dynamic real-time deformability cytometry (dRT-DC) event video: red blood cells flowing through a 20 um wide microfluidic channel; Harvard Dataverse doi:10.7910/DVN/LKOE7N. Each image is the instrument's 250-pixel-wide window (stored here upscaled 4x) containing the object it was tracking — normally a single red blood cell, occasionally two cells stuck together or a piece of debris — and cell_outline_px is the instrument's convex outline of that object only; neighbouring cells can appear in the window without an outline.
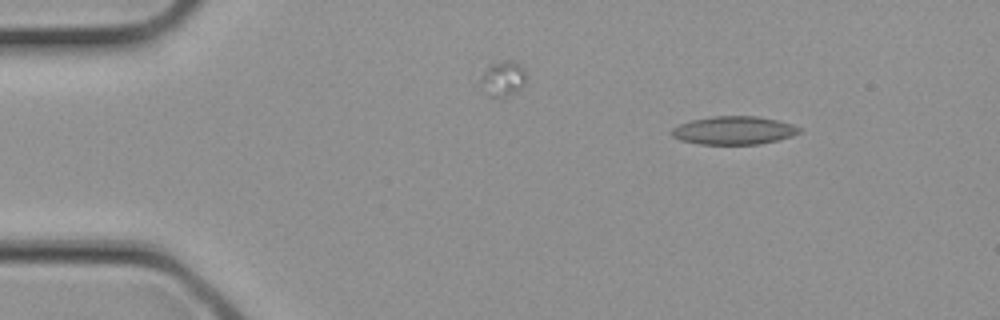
{"species": "common noctule bat (a hibernating species)", "species_latin": "Nyctalus noctula", "temperature_condition": "cold", "stored_images_in_passage": 3, "camera_frame_rate_fps": 3000, "um_per_image_px": 0.085, "animal": {"sex": "female", "body_mass_g": 21.9}, "frame": {"image": 1, "passage_image": 1, "time_ms": 0.0, "image_size_px": [1000, 320], "cell_outline_px": [[800, 132], [792, 136], [760, 144], [700, 144], [680, 140], [672, 136], [668, 132], [672, 128], [680, 124], [692, 120], [712, 116], [756, 116], [776, 120], [792, 124], [800, 128]], "centroid_in_image_um": [62.33, 11.08], "position_along_channel_um": 22.7, "area_um2": 20.92}}